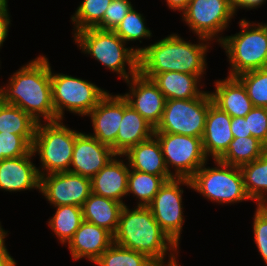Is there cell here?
I'll return each instance as SVG.
<instances>
[{"label": "cell", "instance_id": "obj_19", "mask_svg": "<svg viewBox=\"0 0 267 266\" xmlns=\"http://www.w3.org/2000/svg\"><path fill=\"white\" fill-rule=\"evenodd\" d=\"M230 124L231 117L213 103L209 92V109L201 138L203 151L208 159H218L234 139Z\"/></svg>", "mask_w": 267, "mask_h": 266}, {"label": "cell", "instance_id": "obj_35", "mask_svg": "<svg viewBox=\"0 0 267 266\" xmlns=\"http://www.w3.org/2000/svg\"><path fill=\"white\" fill-rule=\"evenodd\" d=\"M35 135L3 134L0 132V153L2 160L27 155L32 148Z\"/></svg>", "mask_w": 267, "mask_h": 266}, {"label": "cell", "instance_id": "obj_23", "mask_svg": "<svg viewBox=\"0 0 267 266\" xmlns=\"http://www.w3.org/2000/svg\"><path fill=\"white\" fill-rule=\"evenodd\" d=\"M123 156L132 170L162 176L166 181L173 179L166 168L160 143L154 135L131 147Z\"/></svg>", "mask_w": 267, "mask_h": 266}, {"label": "cell", "instance_id": "obj_10", "mask_svg": "<svg viewBox=\"0 0 267 266\" xmlns=\"http://www.w3.org/2000/svg\"><path fill=\"white\" fill-rule=\"evenodd\" d=\"M237 14L230 0H190L181 13L182 21L198 37L219 44ZM215 40V41H214Z\"/></svg>", "mask_w": 267, "mask_h": 266}, {"label": "cell", "instance_id": "obj_4", "mask_svg": "<svg viewBox=\"0 0 267 266\" xmlns=\"http://www.w3.org/2000/svg\"><path fill=\"white\" fill-rule=\"evenodd\" d=\"M72 37L81 53L95 59L124 82L139 72L138 56L142 46L128 47L114 31L88 28Z\"/></svg>", "mask_w": 267, "mask_h": 266}, {"label": "cell", "instance_id": "obj_44", "mask_svg": "<svg viewBox=\"0 0 267 266\" xmlns=\"http://www.w3.org/2000/svg\"><path fill=\"white\" fill-rule=\"evenodd\" d=\"M8 230H5L0 221V255L7 249L6 238L8 237Z\"/></svg>", "mask_w": 267, "mask_h": 266}, {"label": "cell", "instance_id": "obj_42", "mask_svg": "<svg viewBox=\"0 0 267 266\" xmlns=\"http://www.w3.org/2000/svg\"><path fill=\"white\" fill-rule=\"evenodd\" d=\"M166 6L172 11H178L180 14L187 8L190 0H165Z\"/></svg>", "mask_w": 267, "mask_h": 266}, {"label": "cell", "instance_id": "obj_40", "mask_svg": "<svg viewBox=\"0 0 267 266\" xmlns=\"http://www.w3.org/2000/svg\"><path fill=\"white\" fill-rule=\"evenodd\" d=\"M235 11V14L238 13L239 9L243 10H252L260 8L262 5L266 4L267 0H230Z\"/></svg>", "mask_w": 267, "mask_h": 266}, {"label": "cell", "instance_id": "obj_27", "mask_svg": "<svg viewBox=\"0 0 267 266\" xmlns=\"http://www.w3.org/2000/svg\"><path fill=\"white\" fill-rule=\"evenodd\" d=\"M55 213L48 219L49 230L58 243L67 245L83 220L82 208L74 205L53 206Z\"/></svg>", "mask_w": 267, "mask_h": 266}, {"label": "cell", "instance_id": "obj_16", "mask_svg": "<svg viewBox=\"0 0 267 266\" xmlns=\"http://www.w3.org/2000/svg\"><path fill=\"white\" fill-rule=\"evenodd\" d=\"M116 155L110 146L86 132H78L69 172L91 179Z\"/></svg>", "mask_w": 267, "mask_h": 266}, {"label": "cell", "instance_id": "obj_8", "mask_svg": "<svg viewBox=\"0 0 267 266\" xmlns=\"http://www.w3.org/2000/svg\"><path fill=\"white\" fill-rule=\"evenodd\" d=\"M51 87L56 120H65V112L86 117L109 92L87 79L54 73L52 66Z\"/></svg>", "mask_w": 267, "mask_h": 266}, {"label": "cell", "instance_id": "obj_29", "mask_svg": "<svg viewBox=\"0 0 267 266\" xmlns=\"http://www.w3.org/2000/svg\"><path fill=\"white\" fill-rule=\"evenodd\" d=\"M165 181L162 176L130 169L126 198L132 194L137 200L136 206H148Z\"/></svg>", "mask_w": 267, "mask_h": 266}, {"label": "cell", "instance_id": "obj_18", "mask_svg": "<svg viewBox=\"0 0 267 266\" xmlns=\"http://www.w3.org/2000/svg\"><path fill=\"white\" fill-rule=\"evenodd\" d=\"M114 243V235L105 228L83 221L67 246L73 261L87 259L92 264Z\"/></svg>", "mask_w": 267, "mask_h": 266}, {"label": "cell", "instance_id": "obj_5", "mask_svg": "<svg viewBox=\"0 0 267 266\" xmlns=\"http://www.w3.org/2000/svg\"><path fill=\"white\" fill-rule=\"evenodd\" d=\"M240 31L223 35L218 44L225 51L229 62L227 76L267 68V22L250 21L242 18L238 22Z\"/></svg>", "mask_w": 267, "mask_h": 266}, {"label": "cell", "instance_id": "obj_2", "mask_svg": "<svg viewBox=\"0 0 267 266\" xmlns=\"http://www.w3.org/2000/svg\"><path fill=\"white\" fill-rule=\"evenodd\" d=\"M133 207L123 206L114 243L145 254L158 266L178 263L180 247L160 228L150 209L147 206Z\"/></svg>", "mask_w": 267, "mask_h": 266}, {"label": "cell", "instance_id": "obj_34", "mask_svg": "<svg viewBox=\"0 0 267 266\" xmlns=\"http://www.w3.org/2000/svg\"><path fill=\"white\" fill-rule=\"evenodd\" d=\"M236 78L244 85L253 106L267 108V68L247 71Z\"/></svg>", "mask_w": 267, "mask_h": 266}, {"label": "cell", "instance_id": "obj_31", "mask_svg": "<svg viewBox=\"0 0 267 266\" xmlns=\"http://www.w3.org/2000/svg\"><path fill=\"white\" fill-rule=\"evenodd\" d=\"M112 0H83L77 6L70 20L72 22V35L88 28H96L102 21L107 7Z\"/></svg>", "mask_w": 267, "mask_h": 266}, {"label": "cell", "instance_id": "obj_38", "mask_svg": "<svg viewBox=\"0 0 267 266\" xmlns=\"http://www.w3.org/2000/svg\"><path fill=\"white\" fill-rule=\"evenodd\" d=\"M247 121L248 133L267 147V108L253 107L245 116Z\"/></svg>", "mask_w": 267, "mask_h": 266}, {"label": "cell", "instance_id": "obj_7", "mask_svg": "<svg viewBox=\"0 0 267 266\" xmlns=\"http://www.w3.org/2000/svg\"><path fill=\"white\" fill-rule=\"evenodd\" d=\"M213 167L206 161L190 179L192 190L216 205H234L251 200L247 195L240 167L215 159Z\"/></svg>", "mask_w": 267, "mask_h": 266}, {"label": "cell", "instance_id": "obj_12", "mask_svg": "<svg viewBox=\"0 0 267 266\" xmlns=\"http://www.w3.org/2000/svg\"><path fill=\"white\" fill-rule=\"evenodd\" d=\"M154 136L160 143L166 168L173 178L191 179L209 161L201 138L170 133H154Z\"/></svg>", "mask_w": 267, "mask_h": 266}, {"label": "cell", "instance_id": "obj_24", "mask_svg": "<svg viewBox=\"0 0 267 266\" xmlns=\"http://www.w3.org/2000/svg\"><path fill=\"white\" fill-rule=\"evenodd\" d=\"M153 135L154 127L124 98L123 118L116 137V154H125L131 147L150 139Z\"/></svg>", "mask_w": 267, "mask_h": 266}, {"label": "cell", "instance_id": "obj_26", "mask_svg": "<svg viewBox=\"0 0 267 266\" xmlns=\"http://www.w3.org/2000/svg\"><path fill=\"white\" fill-rule=\"evenodd\" d=\"M247 195L256 206L267 205V151L240 167Z\"/></svg>", "mask_w": 267, "mask_h": 266}, {"label": "cell", "instance_id": "obj_45", "mask_svg": "<svg viewBox=\"0 0 267 266\" xmlns=\"http://www.w3.org/2000/svg\"><path fill=\"white\" fill-rule=\"evenodd\" d=\"M8 2L9 0H0V12H10Z\"/></svg>", "mask_w": 267, "mask_h": 266}, {"label": "cell", "instance_id": "obj_9", "mask_svg": "<svg viewBox=\"0 0 267 266\" xmlns=\"http://www.w3.org/2000/svg\"><path fill=\"white\" fill-rule=\"evenodd\" d=\"M209 109V91L194 99H168L154 133L202 138Z\"/></svg>", "mask_w": 267, "mask_h": 266}, {"label": "cell", "instance_id": "obj_43", "mask_svg": "<svg viewBox=\"0 0 267 266\" xmlns=\"http://www.w3.org/2000/svg\"><path fill=\"white\" fill-rule=\"evenodd\" d=\"M0 266H17V261L10 255L8 249L0 255Z\"/></svg>", "mask_w": 267, "mask_h": 266}, {"label": "cell", "instance_id": "obj_28", "mask_svg": "<svg viewBox=\"0 0 267 266\" xmlns=\"http://www.w3.org/2000/svg\"><path fill=\"white\" fill-rule=\"evenodd\" d=\"M267 151V147L257 138L235 137L227 150L217 159L222 163L241 167L244 164L261 157Z\"/></svg>", "mask_w": 267, "mask_h": 266}, {"label": "cell", "instance_id": "obj_15", "mask_svg": "<svg viewBox=\"0 0 267 266\" xmlns=\"http://www.w3.org/2000/svg\"><path fill=\"white\" fill-rule=\"evenodd\" d=\"M124 113V97L110 91L87 115L91 120L92 133H88L101 143L108 145L116 153V137Z\"/></svg>", "mask_w": 267, "mask_h": 266}, {"label": "cell", "instance_id": "obj_25", "mask_svg": "<svg viewBox=\"0 0 267 266\" xmlns=\"http://www.w3.org/2000/svg\"><path fill=\"white\" fill-rule=\"evenodd\" d=\"M124 204L91 193L82 205L83 220L116 233Z\"/></svg>", "mask_w": 267, "mask_h": 266}, {"label": "cell", "instance_id": "obj_20", "mask_svg": "<svg viewBox=\"0 0 267 266\" xmlns=\"http://www.w3.org/2000/svg\"><path fill=\"white\" fill-rule=\"evenodd\" d=\"M129 172L130 167L126 158L123 155H116L91 178L92 193L126 205L123 199L127 195Z\"/></svg>", "mask_w": 267, "mask_h": 266}, {"label": "cell", "instance_id": "obj_33", "mask_svg": "<svg viewBox=\"0 0 267 266\" xmlns=\"http://www.w3.org/2000/svg\"><path fill=\"white\" fill-rule=\"evenodd\" d=\"M145 16L138 12L134 6L126 14L121 23L115 28L114 32L126 43L131 42L140 44L145 39L152 38V30L148 28Z\"/></svg>", "mask_w": 267, "mask_h": 266}, {"label": "cell", "instance_id": "obj_11", "mask_svg": "<svg viewBox=\"0 0 267 266\" xmlns=\"http://www.w3.org/2000/svg\"><path fill=\"white\" fill-rule=\"evenodd\" d=\"M192 190L190 179L173 178L165 181L148 208L153 214L160 228L179 247L181 234L185 225L183 193L184 187Z\"/></svg>", "mask_w": 267, "mask_h": 266}, {"label": "cell", "instance_id": "obj_22", "mask_svg": "<svg viewBox=\"0 0 267 266\" xmlns=\"http://www.w3.org/2000/svg\"><path fill=\"white\" fill-rule=\"evenodd\" d=\"M141 75L152 79L166 100L194 99L200 97L205 92V84L204 82L202 83L203 80L197 75L177 71Z\"/></svg>", "mask_w": 267, "mask_h": 266}, {"label": "cell", "instance_id": "obj_21", "mask_svg": "<svg viewBox=\"0 0 267 266\" xmlns=\"http://www.w3.org/2000/svg\"><path fill=\"white\" fill-rule=\"evenodd\" d=\"M213 84L214 90L209 91L213 103L231 118L245 117L254 107L244 85L236 77L217 79Z\"/></svg>", "mask_w": 267, "mask_h": 266}, {"label": "cell", "instance_id": "obj_41", "mask_svg": "<svg viewBox=\"0 0 267 266\" xmlns=\"http://www.w3.org/2000/svg\"><path fill=\"white\" fill-rule=\"evenodd\" d=\"M10 12H0V50L9 35L12 20Z\"/></svg>", "mask_w": 267, "mask_h": 266}, {"label": "cell", "instance_id": "obj_3", "mask_svg": "<svg viewBox=\"0 0 267 266\" xmlns=\"http://www.w3.org/2000/svg\"><path fill=\"white\" fill-rule=\"evenodd\" d=\"M197 43L186 41L178 33H171L152 44L144 45L139 53V73L159 74L168 71L193 74L205 80L207 53L214 44L198 37Z\"/></svg>", "mask_w": 267, "mask_h": 266}, {"label": "cell", "instance_id": "obj_47", "mask_svg": "<svg viewBox=\"0 0 267 266\" xmlns=\"http://www.w3.org/2000/svg\"><path fill=\"white\" fill-rule=\"evenodd\" d=\"M0 161H2V153H0Z\"/></svg>", "mask_w": 267, "mask_h": 266}, {"label": "cell", "instance_id": "obj_36", "mask_svg": "<svg viewBox=\"0 0 267 266\" xmlns=\"http://www.w3.org/2000/svg\"><path fill=\"white\" fill-rule=\"evenodd\" d=\"M252 219L253 241L267 266V205L257 206Z\"/></svg>", "mask_w": 267, "mask_h": 266}, {"label": "cell", "instance_id": "obj_46", "mask_svg": "<svg viewBox=\"0 0 267 266\" xmlns=\"http://www.w3.org/2000/svg\"><path fill=\"white\" fill-rule=\"evenodd\" d=\"M170 266H181V264L178 262V263H176V264H174V265H170ZM183 266V265H182Z\"/></svg>", "mask_w": 267, "mask_h": 266}, {"label": "cell", "instance_id": "obj_13", "mask_svg": "<svg viewBox=\"0 0 267 266\" xmlns=\"http://www.w3.org/2000/svg\"><path fill=\"white\" fill-rule=\"evenodd\" d=\"M92 193L91 179L69 171L41 176L40 194L50 206L82 207Z\"/></svg>", "mask_w": 267, "mask_h": 266}, {"label": "cell", "instance_id": "obj_1", "mask_svg": "<svg viewBox=\"0 0 267 266\" xmlns=\"http://www.w3.org/2000/svg\"><path fill=\"white\" fill-rule=\"evenodd\" d=\"M47 55L20 66L1 85L0 100L20 107L37 122L56 121L52 102L51 63Z\"/></svg>", "mask_w": 267, "mask_h": 266}, {"label": "cell", "instance_id": "obj_17", "mask_svg": "<svg viewBox=\"0 0 267 266\" xmlns=\"http://www.w3.org/2000/svg\"><path fill=\"white\" fill-rule=\"evenodd\" d=\"M32 150L25 156L5 158L0 161V191L21 192L38 190L41 177Z\"/></svg>", "mask_w": 267, "mask_h": 266}, {"label": "cell", "instance_id": "obj_32", "mask_svg": "<svg viewBox=\"0 0 267 266\" xmlns=\"http://www.w3.org/2000/svg\"><path fill=\"white\" fill-rule=\"evenodd\" d=\"M95 266H158L143 253L113 243L93 263Z\"/></svg>", "mask_w": 267, "mask_h": 266}, {"label": "cell", "instance_id": "obj_39", "mask_svg": "<svg viewBox=\"0 0 267 266\" xmlns=\"http://www.w3.org/2000/svg\"><path fill=\"white\" fill-rule=\"evenodd\" d=\"M231 131L235 137H250L251 133H248V126L245 117H233L231 118Z\"/></svg>", "mask_w": 267, "mask_h": 266}, {"label": "cell", "instance_id": "obj_30", "mask_svg": "<svg viewBox=\"0 0 267 266\" xmlns=\"http://www.w3.org/2000/svg\"><path fill=\"white\" fill-rule=\"evenodd\" d=\"M37 123L20 107L0 100V132L3 134L35 135Z\"/></svg>", "mask_w": 267, "mask_h": 266}, {"label": "cell", "instance_id": "obj_37", "mask_svg": "<svg viewBox=\"0 0 267 266\" xmlns=\"http://www.w3.org/2000/svg\"><path fill=\"white\" fill-rule=\"evenodd\" d=\"M132 7L131 0H112L106 9L103 21L96 28L114 31Z\"/></svg>", "mask_w": 267, "mask_h": 266}, {"label": "cell", "instance_id": "obj_14", "mask_svg": "<svg viewBox=\"0 0 267 266\" xmlns=\"http://www.w3.org/2000/svg\"><path fill=\"white\" fill-rule=\"evenodd\" d=\"M128 91L122 96L154 128L161 120L166 98L152 79L139 72L125 81Z\"/></svg>", "mask_w": 267, "mask_h": 266}, {"label": "cell", "instance_id": "obj_6", "mask_svg": "<svg viewBox=\"0 0 267 266\" xmlns=\"http://www.w3.org/2000/svg\"><path fill=\"white\" fill-rule=\"evenodd\" d=\"M64 120L38 122L32 143L34 156H39L38 172L41 176L69 171L76 134Z\"/></svg>", "mask_w": 267, "mask_h": 266}]
</instances>
